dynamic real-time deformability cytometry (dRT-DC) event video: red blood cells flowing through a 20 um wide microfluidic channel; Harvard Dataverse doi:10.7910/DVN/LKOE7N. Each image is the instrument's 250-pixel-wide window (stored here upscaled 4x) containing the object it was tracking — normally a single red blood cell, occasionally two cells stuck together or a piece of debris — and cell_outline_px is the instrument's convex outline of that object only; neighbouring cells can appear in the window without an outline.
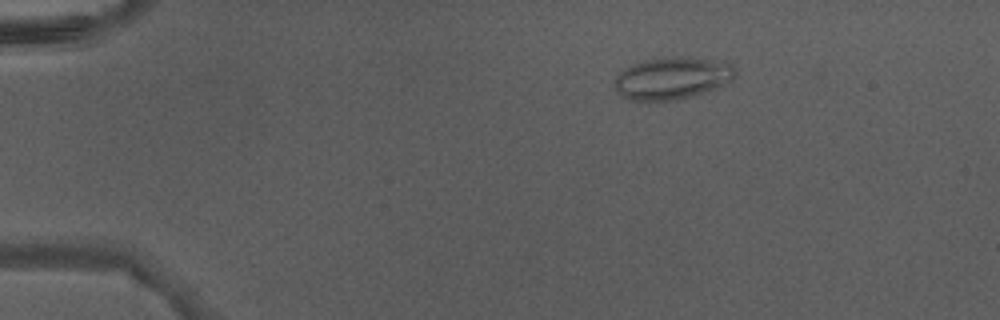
{"species": "Egyptian fruit bat (a non-hibernating species)", "species_latin": "Rousettus aegyptiacus", "temperature_condition": "warm", "stored_images_in_passage": 41, "camera_frame_rate_fps": 3000, "um_per_image_px": 0.085, "animal": {"sex": "male"}, "frame": {"image": 1, "passage_image": 3, "time_ms": 0.667, "image_size_px": [1000, 320], "cell_outline_px": [[736, 68], [732, 80], [716, 88], [692, 96], [676, 100], [648, 104], [628, 100], [620, 96], [616, 88], [616, 76], [624, 68], [632, 64], [644, 60], [664, 56], [708, 60], [732, 64]], "centroid_in_image_um": [57.05, 6.7], "position_along_channel_um": 27.9, "area_um2": 30.0}}
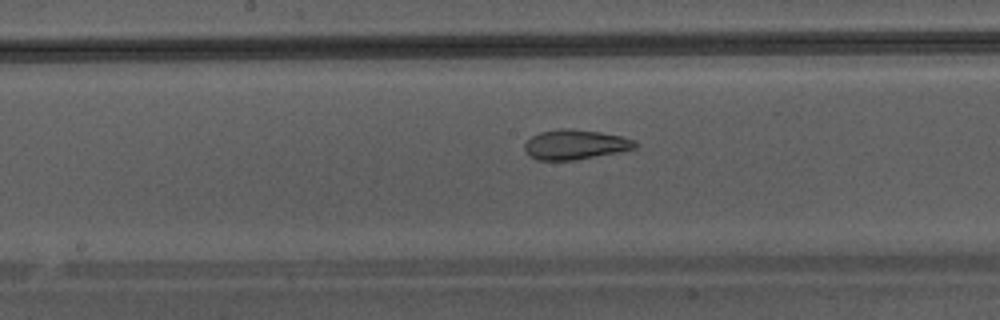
{"frame": {"image": 2, "passage_image": 20, "time_ms": 6.333, "image_size_px": [1000, 320], "cell_outline_px": [[636, 148], [616, 152], [572, 160], [536, 160], [528, 156], [524, 148], [524, 144], [532, 136], [540, 132], [560, 128], [568, 128], [600, 132], [620, 136], [636, 140]], "centroid_in_image_um": [48.84, 12.28], "position_along_channel_um": 199.4, "area_um2": 19.02}}
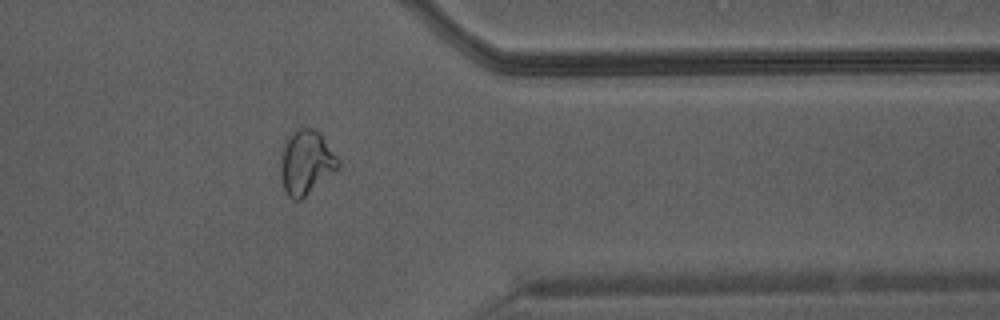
{"frame": {"image": 3, "passage_image": 33, "time_ms": 10.667, "image_size_px": [1000, 320], "cell_outline_px": [[340, 168], [300, 200], [292, 200], [284, 192], [280, 172], [280, 160], [284, 148], [292, 132], [300, 128], [312, 128], [320, 132], [340, 160]], "centroid_in_image_um": [26.04, 13.83], "position_along_channel_um": 385.4, "area_um2": 21.56}}